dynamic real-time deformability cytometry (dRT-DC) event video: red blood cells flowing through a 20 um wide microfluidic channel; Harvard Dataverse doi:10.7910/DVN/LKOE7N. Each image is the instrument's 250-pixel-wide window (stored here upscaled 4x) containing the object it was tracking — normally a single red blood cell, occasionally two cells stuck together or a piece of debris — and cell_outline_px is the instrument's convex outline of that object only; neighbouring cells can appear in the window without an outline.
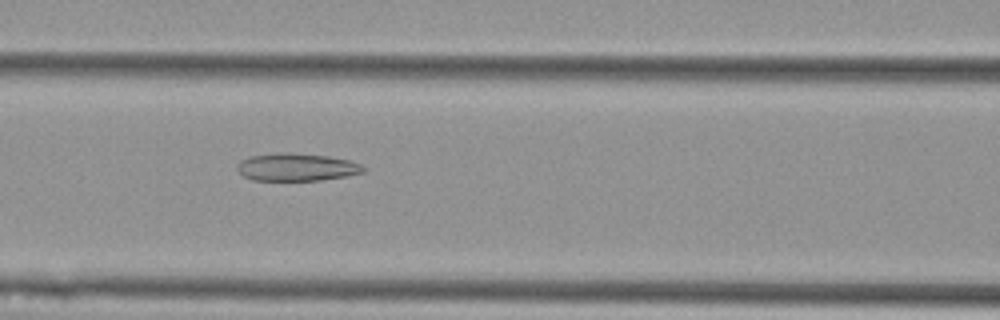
{"species": "Egyptian fruit bat (a non-hibernating species)", "species_latin": "Rousettus aegyptiacus", "temperature_condition": "cold", "stored_images_in_passage": 19, "camera_frame_rate_fps": 3000, "um_per_image_px": 0.085, "animal": {"sex": "female"}, "frame": {"image": 1, "passage_image": 12, "time_ms": 3.667, "image_size_px": [1000, 320], "cell_outline_px": [[368, 168], [364, 172], [348, 176], [320, 180], [252, 180], [244, 176], [236, 168], [236, 164], [240, 160], [248, 156], [284, 152], [288, 152], [328, 156], [348, 160], [360, 164]], "centroid_in_image_um": [25.21, 14.2], "position_along_channel_um": 141.4, "area_um2": 20.46}}
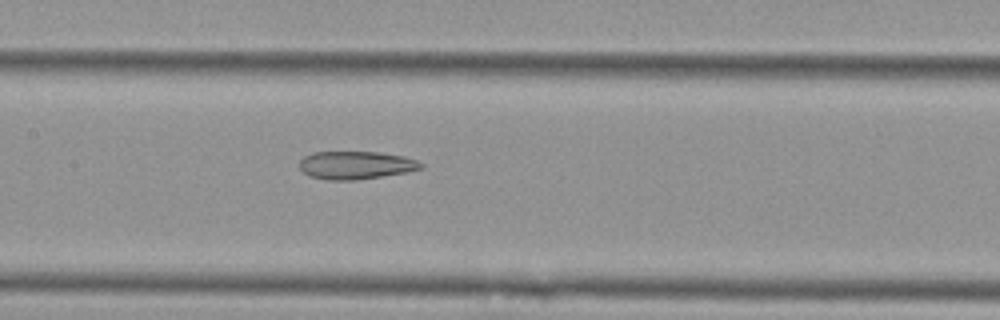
{"frame": {"image": 2, "passage_image": 15, "time_ms": 4.667, "image_size_px": [1000, 320], "cell_outline_px": [[424, 168], [408, 172], [356, 180], [328, 180], [308, 176], [300, 168], [300, 160], [304, 156], [312, 152], [376, 152], [404, 156], [416, 160], [424, 164]], "centroid_in_image_um": [30.25, 14.04], "position_along_channel_um": 177.1, "area_um2": 19.88}}
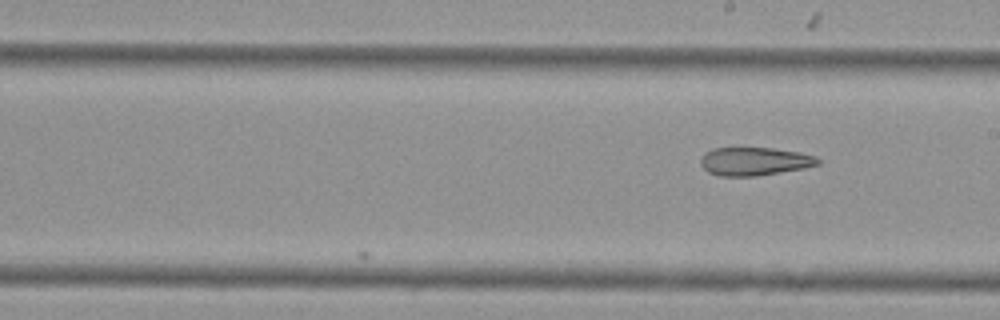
{"frame": {"image": 3, "passage_image": 19, "time_ms": 6.0, "image_size_px": [1000, 320], "cell_outline_px": [[820, 164], [804, 168], [756, 176], [720, 176], [708, 172], [700, 164], [700, 160], [704, 152], [712, 148], [740, 144], [772, 148], [800, 152], [816, 156], [820, 160]], "centroid_in_image_um": [64.08, 13.66], "position_along_channel_um": 224.9, "area_um2": 20.23}}